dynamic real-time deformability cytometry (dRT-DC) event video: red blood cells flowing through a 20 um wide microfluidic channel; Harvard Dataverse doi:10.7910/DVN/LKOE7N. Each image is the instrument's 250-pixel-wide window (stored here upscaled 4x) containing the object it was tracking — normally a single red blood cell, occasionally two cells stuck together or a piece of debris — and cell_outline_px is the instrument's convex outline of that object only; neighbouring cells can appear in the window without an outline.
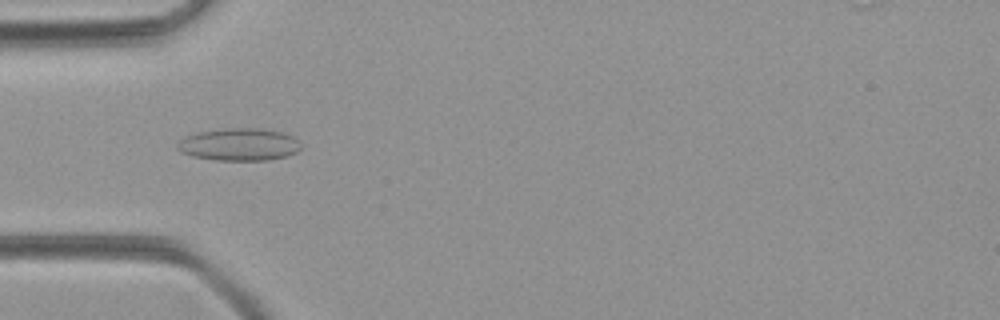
{"species": "common noctule bat (a hibernating species)", "species_latin": "Nyctalus noctula", "temperature_condition": "room temperature", "stored_images_in_passage": 50, "camera_frame_rate_fps": 3000, "um_per_image_px": 0.085, "animal": {"sex": "female", "body_mass_g": 21.9}, "frame": {"image": 1, "passage_image": 16, "time_ms": 5.0, "image_size_px": [1000, 320], "cell_outline_px": [[300, 148], [296, 152], [288, 156], [268, 160], [216, 160], [192, 156], [180, 152], [176, 148], [176, 144], [180, 140], [196, 132], [228, 128], [264, 128], [284, 132], [296, 136], [300, 140]], "centroid_in_image_um": [20.37, 12.27], "position_along_channel_um": 64.6, "area_um2": 23.7}}
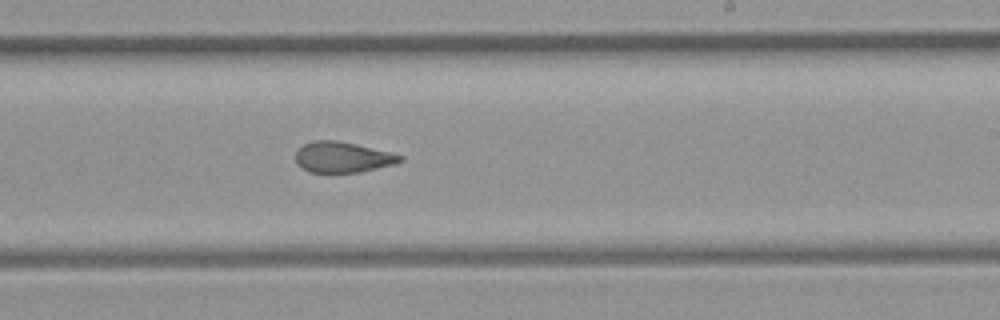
{"frame": {"image": 2, "passage_image": 30, "time_ms": 9.667, "image_size_px": [1000, 320], "cell_outline_px": [[404, 160], [396, 164], [360, 172], [308, 172], [296, 164], [296, 152], [304, 144], [312, 140], [336, 140], [356, 144], [404, 156]], "centroid_in_image_um": [29.12, 13.36], "position_along_channel_um": 259.9, "area_um2": 18.67}}
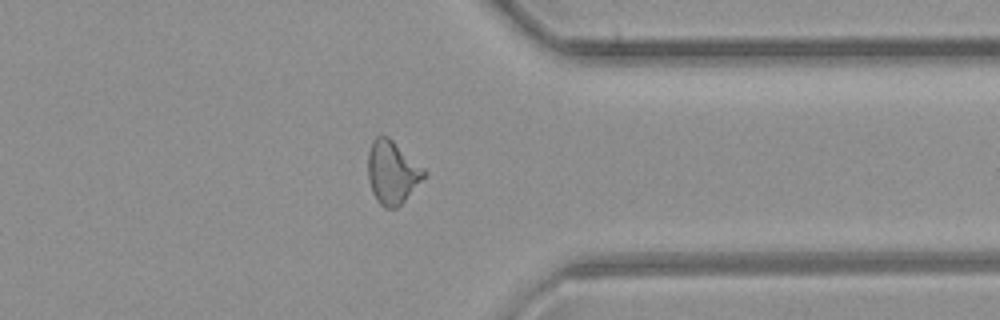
{"frame": {"image": 3, "passage_image": 39, "time_ms": 12.667, "image_size_px": [1000, 320], "cell_outline_px": [[428, 172], [404, 200], [396, 208], [384, 208], [376, 200], [372, 192], [368, 180], [368, 152], [372, 140], [376, 136], [388, 136], [424, 168]], "centroid_in_image_um": [33.31, 14.64], "position_along_channel_um": 378.1, "area_um2": 20.46}}